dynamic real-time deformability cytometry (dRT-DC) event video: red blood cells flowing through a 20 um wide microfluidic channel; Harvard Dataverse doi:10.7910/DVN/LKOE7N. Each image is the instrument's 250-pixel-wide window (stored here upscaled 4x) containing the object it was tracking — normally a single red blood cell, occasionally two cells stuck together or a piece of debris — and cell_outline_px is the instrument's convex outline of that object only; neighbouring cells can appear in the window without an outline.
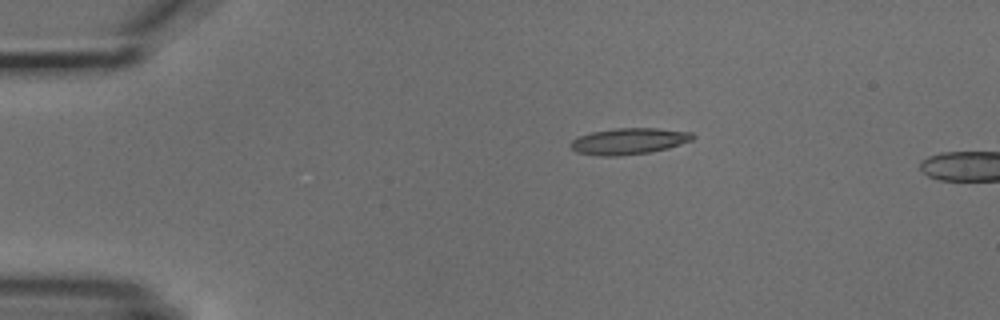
{"species": "common noctule bat (a hibernating species)", "species_latin": "Nyctalus noctula", "temperature_condition": "cold", "stored_images_in_passage": 2, "camera_frame_rate_fps": 3000, "um_per_image_px": 0.085, "animal": {"sex": "male", "body_mass_g": 18.8}, "frame": {"image": 1, "passage_image": 1, "time_ms": 0.0, "image_size_px": [1000, 320], "cell_outline_px": [[696, 136], [692, 140], [668, 148], [648, 152], [616, 156], [600, 156], [576, 152], [568, 144], [572, 140], [580, 136], [592, 132], [616, 128], [656, 128], [692, 132]], "centroid_in_image_um": [53.45, 12.0], "position_along_channel_um": 31.5, "area_um2": 18.61}}